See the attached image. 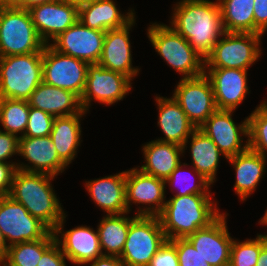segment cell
Returning a JSON list of instances; mask_svg holds the SVG:
<instances>
[{
	"label": "cell",
	"mask_w": 267,
	"mask_h": 266,
	"mask_svg": "<svg viewBox=\"0 0 267 266\" xmlns=\"http://www.w3.org/2000/svg\"><path fill=\"white\" fill-rule=\"evenodd\" d=\"M173 9L170 27L205 59L225 33L218 1L182 0Z\"/></svg>",
	"instance_id": "6da1fadb"
},
{
	"label": "cell",
	"mask_w": 267,
	"mask_h": 266,
	"mask_svg": "<svg viewBox=\"0 0 267 266\" xmlns=\"http://www.w3.org/2000/svg\"><path fill=\"white\" fill-rule=\"evenodd\" d=\"M211 194L173 196L157 215L167 240L186 238L214 222L222 213Z\"/></svg>",
	"instance_id": "7a4b0ae2"
},
{
	"label": "cell",
	"mask_w": 267,
	"mask_h": 266,
	"mask_svg": "<svg viewBox=\"0 0 267 266\" xmlns=\"http://www.w3.org/2000/svg\"><path fill=\"white\" fill-rule=\"evenodd\" d=\"M55 176L16 169L9 196L53 231L65 215L53 190Z\"/></svg>",
	"instance_id": "3957f363"
},
{
	"label": "cell",
	"mask_w": 267,
	"mask_h": 266,
	"mask_svg": "<svg viewBox=\"0 0 267 266\" xmlns=\"http://www.w3.org/2000/svg\"><path fill=\"white\" fill-rule=\"evenodd\" d=\"M147 31L152 47L169 66L184 75L182 78H195L204 74L205 59L170 26L155 22Z\"/></svg>",
	"instance_id": "277c9868"
},
{
	"label": "cell",
	"mask_w": 267,
	"mask_h": 266,
	"mask_svg": "<svg viewBox=\"0 0 267 266\" xmlns=\"http://www.w3.org/2000/svg\"><path fill=\"white\" fill-rule=\"evenodd\" d=\"M43 51L0 57V98L28 101L43 82Z\"/></svg>",
	"instance_id": "5b68a950"
},
{
	"label": "cell",
	"mask_w": 267,
	"mask_h": 266,
	"mask_svg": "<svg viewBox=\"0 0 267 266\" xmlns=\"http://www.w3.org/2000/svg\"><path fill=\"white\" fill-rule=\"evenodd\" d=\"M45 45L27 9L0 7V57L43 51Z\"/></svg>",
	"instance_id": "8992f818"
},
{
	"label": "cell",
	"mask_w": 267,
	"mask_h": 266,
	"mask_svg": "<svg viewBox=\"0 0 267 266\" xmlns=\"http://www.w3.org/2000/svg\"><path fill=\"white\" fill-rule=\"evenodd\" d=\"M166 240L158 216L138 215L129 225L119 258L124 266H148Z\"/></svg>",
	"instance_id": "52a82bcc"
},
{
	"label": "cell",
	"mask_w": 267,
	"mask_h": 266,
	"mask_svg": "<svg viewBox=\"0 0 267 266\" xmlns=\"http://www.w3.org/2000/svg\"><path fill=\"white\" fill-rule=\"evenodd\" d=\"M261 37L256 33L225 32L205 58V68L248 70L262 54Z\"/></svg>",
	"instance_id": "ba28073f"
},
{
	"label": "cell",
	"mask_w": 267,
	"mask_h": 266,
	"mask_svg": "<svg viewBox=\"0 0 267 266\" xmlns=\"http://www.w3.org/2000/svg\"><path fill=\"white\" fill-rule=\"evenodd\" d=\"M43 82L75 93H84L89 63L55 50L50 44L43 48Z\"/></svg>",
	"instance_id": "9c48e42d"
},
{
	"label": "cell",
	"mask_w": 267,
	"mask_h": 266,
	"mask_svg": "<svg viewBox=\"0 0 267 266\" xmlns=\"http://www.w3.org/2000/svg\"><path fill=\"white\" fill-rule=\"evenodd\" d=\"M131 79L119 72L105 69L98 63L89 64L86 86L80 103L84 111H89L91 102L112 105L122 100L131 91Z\"/></svg>",
	"instance_id": "30bf717a"
},
{
	"label": "cell",
	"mask_w": 267,
	"mask_h": 266,
	"mask_svg": "<svg viewBox=\"0 0 267 266\" xmlns=\"http://www.w3.org/2000/svg\"><path fill=\"white\" fill-rule=\"evenodd\" d=\"M0 230L8 246L42 239L51 231L10 196L0 197Z\"/></svg>",
	"instance_id": "8fae6325"
},
{
	"label": "cell",
	"mask_w": 267,
	"mask_h": 266,
	"mask_svg": "<svg viewBox=\"0 0 267 266\" xmlns=\"http://www.w3.org/2000/svg\"><path fill=\"white\" fill-rule=\"evenodd\" d=\"M172 96L196 128L217 110L213 87L205 73L195 78H181Z\"/></svg>",
	"instance_id": "7c38bea8"
},
{
	"label": "cell",
	"mask_w": 267,
	"mask_h": 266,
	"mask_svg": "<svg viewBox=\"0 0 267 266\" xmlns=\"http://www.w3.org/2000/svg\"><path fill=\"white\" fill-rule=\"evenodd\" d=\"M165 188L164 180L145 174L138 167L127 170L125 194L128 213L131 211V203L145 204L147 206L139 207L136 214L157 216L166 203Z\"/></svg>",
	"instance_id": "4fadbf2b"
},
{
	"label": "cell",
	"mask_w": 267,
	"mask_h": 266,
	"mask_svg": "<svg viewBox=\"0 0 267 266\" xmlns=\"http://www.w3.org/2000/svg\"><path fill=\"white\" fill-rule=\"evenodd\" d=\"M234 110L217 109L200 127L208 137L217 145L218 149L225 155V159L246 151L248 140L245 144L243 138L248 136V118L241 124L232 119Z\"/></svg>",
	"instance_id": "5bb4252c"
},
{
	"label": "cell",
	"mask_w": 267,
	"mask_h": 266,
	"mask_svg": "<svg viewBox=\"0 0 267 266\" xmlns=\"http://www.w3.org/2000/svg\"><path fill=\"white\" fill-rule=\"evenodd\" d=\"M226 216L227 214L222 213L209 226L198 229L186 237L211 266H229L234 239L229 234Z\"/></svg>",
	"instance_id": "9a60e30c"
},
{
	"label": "cell",
	"mask_w": 267,
	"mask_h": 266,
	"mask_svg": "<svg viewBox=\"0 0 267 266\" xmlns=\"http://www.w3.org/2000/svg\"><path fill=\"white\" fill-rule=\"evenodd\" d=\"M105 33L85 27L78 19L50 45L60 53L81 59L89 64L98 63L102 54Z\"/></svg>",
	"instance_id": "2e32d148"
},
{
	"label": "cell",
	"mask_w": 267,
	"mask_h": 266,
	"mask_svg": "<svg viewBox=\"0 0 267 266\" xmlns=\"http://www.w3.org/2000/svg\"><path fill=\"white\" fill-rule=\"evenodd\" d=\"M66 216L65 214L53 232L67 260L73 264L86 265L103 256L97 230H93L90 226H77L64 232Z\"/></svg>",
	"instance_id": "e0dca14e"
},
{
	"label": "cell",
	"mask_w": 267,
	"mask_h": 266,
	"mask_svg": "<svg viewBox=\"0 0 267 266\" xmlns=\"http://www.w3.org/2000/svg\"><path fill=\"white\" fill-rule=\"evenodd\" d=\"M18 155L30 164L17 163L16 168L22 171L57 176L68 167L59 158L50 136L19 137Z\"/></svg>",
	"instance_id": "ac0fdd59"
},
{
	"label": "cell",
	"mask_w": 267,
	"mask_h": 266,
	"mask_svg": "<svg viewBox=\"0 0 267 266\" xmlns=\"http://www.w3.org/2000/svg\"><path fill=\"white\" fill-rule=\"evenodd\" d=\"M28 11L38 35L46 45L72 26L79 15L76 7L63 0L36 5Z\"/></svg>",
	"instance_id": "d6986e66"
},
{
	"label": "cell",
	"mask_w": 267,
	"mask_h": 266,
	"mask_svg": "<svg viewBox=\"0 0 267 266\" xmlns=\"http://www.w3.org/2000/svg\"><path fill=\"white\" fill-rule=\"evenodd\" d=\"M207 69V70H206ZM247 70L234 68H205L210 79L215 103L219 110H234L249 94Z\"/></svg>",
	"instance_id": "ffe728a7"
},
{
	"label": "cell",
	"mask_w": 267,
	"mask_h": 266,
	"mask_svg": "<svg viewBox=\"0 0 267 266\" xmlns=\"http://www.w3.org/2000/svg\"><path fill=\"white\" fill-rule=\"evenodd\" d=\"M135 24V17L125 26L106 31L102 54L98 64L105 69L116 71L128 76L131 80L139 70L132 65L130 30Z\"/></svg>",
	"instance_id": "44dd1931"
},
{
	"label": "cell",
	"mask_w": 267,
	"mask_h": 266,
	"mask_svg": "<svg viewBox=\"0 0 267 266\" xmlns=\"http://www.w3.org/2000/svg\"><path fill=\"white\" fill-rule=\"evenodd\" d=\"M158 106V126L164 133V138L157 141L178 144L187 149L188 138L197 129L196 126L188 119L179 103L172 96L155 97Z\"/></svg>",
	"instance_id": "7402d4cb"
},
{
	"label": "cell",
	"mask_w": 267,
	"mask_h": 266,
	"mask_svg": "<svg viewBox=\"0 0 267 266\" xmlns=\"http://www.w3.org/2000/svg\"><path fill=\"white\" fill-rule=\"evenodd\" d=\"M90 197L106 215L128 213L126 205V171L85 181Z\"/></svg>",
	"instance_id": "603a6c76"
},
{
	"label": "cell",
	"mask_w": 267,
	"mask_h": 266,
	"mask_svg": "<svg viewBox=\"0 0 267 266\" xmlns=\"http://www.w3.org/2000/svg\"><path fill=\"white\" fill-rule=\"evenodd\" d=\"M30 107L40 109L54 117L80 113V98L73 92L42 82L28 100Z\"/></svg>",
	"instance_id": "cb8c5ba5"
},
{
	"label": "cell",
	"mask_w": 267,
	"mask_h": 266,
	"mask_svg": "<svg viewBox=\"0 0 267 266\" xmlns=\"http://www.w3.org/2000/svg\"><path fill=\"white\" fill-rule=\"evenodd\" d=\"M267 157L247 149L243 153L227 158L236 172L234 191L241 201L246 200L255 190L266 172Z\"/></svg>",
	"instance_id": "d4e9b609"
},
{
	"label": "cell",
	"mask_w": 267,
	"mask_h": 266,
	"mask_svg": "<svg viewBox=\"0 0 267 266\" xmlns=\"http://www.w3.org/2000/svg\"><path fill=\"white\" fill-rule=\"evenodd\" d=\"M142 148L145 164L139 169L145 174L164 181L182 163L180 162V156L185 152L183 147L178 144L157 140L148 142Z\"/></svg>",
	"instance_id": "484cf974"
},
{
	"label": "cell",
	"mask_w": 267,
	"mask_h": 266,
	"mask_svg": "<svg viewBox=\"0 0 267 266\" xmlns=\"http://www.w3.org/2000/svg\"><path fill=\"white\" fill-rule=\"evenodd\" d=\"M190 137L193 173L197 176L196 179H206L213 184L216 181L219 159L225 155L201 129L197 128Z\"/></svg>",
	"instance_id": "4316f807"
},
{
	"label": "cell",
	"mask_w": 267,
	"mask_h": 266,
	"mask_svg": "<svg viewBox=\"0 0 267 266\" xmlns=\"http://www.w3.org/2000/svg\"><path fill=\"white\" fill-rule=\"evenodd\" d=\"M135 17L134 10L121 14L113 0H98L79 9L78 19L88 28L108 31L125 26Z\"/></svg>",
	"instance_id": "83f0119b"
},
{
	"label": "cell",
	"mask_w": 267,
	"mask_h": 266,
	"mask_svg": "<svg viewBox=\"0 0 267 266\" xmlns=\"http://www.w3.org/2000/svg\"><path fill=\"white\" fill-rule=\"evenodd\" d=\"M87 112L55 117L50 137L59 158L68 166L77 155L81 140L80 119Z\"/></svg>",
	"instance_id": "f1b7e54d"
},
{
	"label": "cell",
	"mask_w": 267,
	"mask_h": 266,
	"mask_svg": "<svg viewBox=\"0 0 267 266\" xmlns=\"http://www.w3.org/2000/svg\"><path fill=\"white\" fill-rule=\"evenodd\" d=\"M126 214L128 213H124L123 216L122 214L105 215L100 221L97 232L101 251L104 256H121L127 239L129 225L138 216L136 214L130 218Z\"/></svg>",
	"instance_id": "f546056e"
},
{
	"label": "cell",
	"mask_w": 267,
	"mask_h": 266,
	"mask_svg": "<svg viewBox=\"0 0 267 266\" xmlns=\"http://www.w3.org/2000/svg\"><path fill=\"white\" fill-rule=\"evenodd\" d=\"M225 32L255 33L254 0H217Z\"/></svg>",
	"instance_id": "4dcf8cb0"
},
{
	"label": "cell",
	"mask_w": 267,
	"mask_h": 266,
	"mask_svg": "<svg viewBox=\"0 0 267 266\" xmlns=\"http://www.w3.org/2000/svg\"><path fill=\"white\" fill-rule=\"evenodd\" d=\"M55 241L54 232L50 231L42 239L11 245L0 266H36L42 254Z\"/></svg>",
	"instance_id": "1f68e13d"
},
{
	"label": "cell",
	"mask_w": 267,
	"mask_h": 266,
	"mask_svg": "<svg viewBox=\"0 0 267 266\" xmlns=\"http://www.w3.org/2000/svg\"><path fill=\"white\" fill-rule=\"evenodd\" d=\"M29 112L30 105L26 100L0 98V123L5 132L24 136Z\"/></svg>",
	"instance_id": "d6a6232c"
},
{
	"label": "cell",
	"mask_w": 267,
	"mask_h": 266,
	"mask_svg": "<svg viewBox=\"0 0 267 266\" xmlns=\"http://www.w3.org/2000/svg\"><path fill=\"white\" fill-rule=\"evenodd\" d=\"M247 118L249 149L267 157V101L261 102Z\"/></svg>",
	"instance_id": "836d02e7"
},
{
	"label": "cell",
	"mask_w": 267,
	"mask_h": 266,
	"mask_svg": "<svg viewBox=\"0 0 267 266\" xmlns=\"http://www.w3.org/2000/svg\"><path fill=\"white\" fill-rule=\"evenodd\" d=\"M267 243V234H258L255 239L243 242L233 240L229 266H255L261 248Z\"/></svg>",
	"instance_id": "e575fe53"
},
{
	"label": "cell",
	"mask_w": 267,
	"mask_h": 266,
	"mask_svg": "<svg viewBox=\"0 0 267 266\" xmlns=\"http://www.w3.org/2000/svg\"><path fill=\"white\" fill-rule=\"evenodd\" d=\"M182 166L184 168H186L188 166V164L187 163H183V164L180 163L172 171L170 176L165 180V184L168 183L171 187H173V185H175V186L176 185L177 186L182 185L181 189L178 187L180 190L178 189L177 193L173 196H186V195H190V194H210L209 189H210L212 184L209 183L206 179H198L197 183L196 182L191 183V175L189 178L188 173L186 174L183 171Z\"/></svg>",
	"instance_id": "d590c367"
},
{
	"label": "cell",
	"mask_w": 267,
	"mask_h": 266,
	"mask_svg": "<svg viewBox=\"0 0 267 266\" xmlns=\"http://www.w3.org/2000/svg\"><path fill=\"white\" fill-rule=\"evenodd\" d=\"M54 118L47 112L30 107L27 127L22 137L50 136Z\"/></svg>",
	"instance_id": "8d00e7d4"
},
{
	"label": "cell",
	"mask_w": 267,
	"mask_h": 266,
	"mask_svg": "<svg viewBox=\"0 0 267 266\" xmlns=\"http://www.w3.org/2000/svg\"><path fill=\"white\" fill-rule=\"evenodd\" d=\"M176 247L179 266H211L186 238L170 240Z\"/></svg>",
	"instance_id": "74e56055"
},
{
	"label": "cell",
	"mask_w": 267,
	"mask_h": 266,
	"mask_svg": "<svg viewBox=\"0 0 267 266\" xmlns=\"http://www.w3.org/2000/svg\"><path fill=\"white\" fill-rule=\"evenodd\" d=\"M148 266H179L175 245L170 240H166Z\"/></svg>",
	"instance_id": "f35d334b"
},
{
	"label": "cell",
	"mask_w": 267,
	"mask_h": 266,
	"mask_svg": "<svg viewBox=\"0 0 267 266\" xmlns=\"http://www.w3.org/2000/svg\"><path fill=\"white\" fill-rule=\"evenodd\" d=\"M19 137L0 130V162L14 163L16 166V162H8L7 159L18 154Z\"/></svg>",
	"instance_id": "ab89813d"
},
{
	"label": "cell",
	"mask_w": 267,
	"mask_h": 266,
	"mask_svg": "<svg viewBox=\"0 0 267 266\" xmlns=\"http://www.w3.org/2000/svg\"><path fill=\"white\" fill-rule=\"evenodd\" d=\"M66 256L55 241L41 256L36 266H67Z\"/></svg>",
	"instance_id": "60d3db41"
},
{
	"label": "cell",
	"mask_w": 267,
	"mask_h": 266,
	"mask_svg": "<svg viewBox=\"0 0 267 266\" xmlns=\"http://www.w3.org/2000/svg\"><path fill=\"white\" fill-rule=\"evenodd\" d=\"M16 169L14 163L0 162V197L9 196Z\"/></svg>",
	"instance_id": "b9f144b4"
},
{
	"label": "cell",
	"mask_w": 267,
	"mask_h": 266,
	"mask_svg": "<svg viewBox=\"0 0 267 266\" xmlns=\"http://www.w3.org/2000/svg\"><path fill=\"white\" fill-rule=\"evenodd\" d=\"M255 33L265 34L267 31V0H254Z\"/></svg>",
	"instance_id": "7bdbcfd3"
},
{
	"label": "cell",
	"mask_w": 267,
	"mask_h": 266,
	"mask_svg": "<svg viewBox=\"0 0 267 266\" xmlns=\"http://www.w3.org/2000/svg\"><path fill=\"white\" fill-rule=\"evenodd\" d=\"M91 266H124V263L119 257L101 256L90 262Z\"/></svg>",
	"instance_id": "ee69618b"
},
{
	"label": "cell",
	"mask_w": 267,
	"mask_h": 266,
	"mask_svg": "<svg viewBox=\"0 0 267 266\" xmlns=\"http://www.w3.org/2000/svg\"><path fill=\"white\" fill-rule=\"evenodd\" d=\"M255 266H267V243L261 248Z\"/></svg>",
	"instance_id": "f6af8a7d"
},
{
	"label": "cell",
	"mask_w": 267,
	"mask_h": 266,
	"mask_svg": "<svg viewBox=\"0 0 267 266\" xmlns=\"http://www.w3.org/2000/svg\"><path fill=\"white\" fill-rule=\"evenodd\" d=\"M57 0H23V9H29L33 6L53 2Z\"/></svg>",
	"instance_id": "bcb514c9"
},
{
	"label": "cell",
	"mask_w": 267,
	"mask_h": 266,
	"mask_svg": "<svg viewBox=\"0 0 267 266\" xmlns=\"http://www.w3.org/2000/svg\"><path fill=\"white\" fill-rule=\"evenodd\" d=\"M0 7H20V8H23V0H0Z\"/></svg>",
	"instance_id": "7dc6e473"
},
{
	"label": "cell",
	"mask_w": 267,
	"mask_h": 266,
	"mask_svg": "<svg viewBox=\"0 0 267 266\" xmlns=\"http://www.w3.org/2000/svg\"><path fill=\"white\" fill-rule=\"evenodd\" d=\"M63 1L69 3L70 5H73L79 10L81 7L89 5L90 3L96 2L98 0H63Z\"/></svg>",
	"instance_id": "c3c4849f"
},
{
	"label": "cell",
	"mask_w": 267,
	"mask_h": 266,
	"mask_svg": "<svg viewBox=\"0 0 267 266\" xmlns=\"http://www.w3.org/2000/svg\"><path fill=\"white\" fill-rule=\"evenodd\" d=\"M8 244L5 241V238L2 235L0 230V262L4 259L8 251Z\"/></svg>",
	"instance_id": "681fc988"
},
{
	"label": "cell",
	"mask_w": 267,
	"mask_h": 266,
	"mask_svg": "<svg viewBox=\"0 0 267 266\" xmlns=\"http://www.w3.org/2000/svg\"><path fill=\"white\" fill-rule=\"evenodd\" d=\"M259 223L262 224V225L267 226V209H266V211H265L264 216H263V217L261 218V220L259 221Z\"/></svg>",
	"instance_id": "f907efd6"
}]
</instances>
